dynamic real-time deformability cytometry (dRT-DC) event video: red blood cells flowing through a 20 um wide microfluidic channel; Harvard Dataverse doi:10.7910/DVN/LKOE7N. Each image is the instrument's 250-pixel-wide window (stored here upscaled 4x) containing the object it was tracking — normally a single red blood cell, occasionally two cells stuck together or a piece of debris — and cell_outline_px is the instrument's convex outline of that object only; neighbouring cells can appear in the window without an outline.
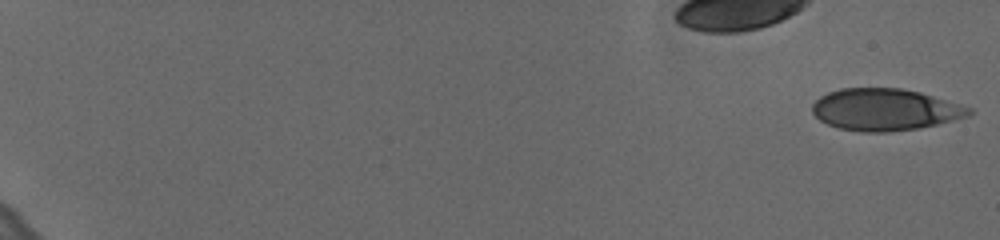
{"species": "human", "species_latin": "Homo sapiens", "temperature_condition": "cold", "stored_images_in_passage": 19, "camera_frame_rate_fps": 3000, "um_per_image_px": 0.085, "donor": {"sex": "female"}, "frame": {"image": 1, "passage_image": 1, "time_ms": 0.0, "image_size_px": [1000, 240], "cell_outline_px": [[972, 112], [968, 116], [936, 124], [916, 128], [888, 132], [864, 132], [840, 128], [828, 124], [820, 120], [812, 112], [812, 104], [820, 96], [828, 92], [840, 88], [900, 88], [920, 92], [972, 108]], "centroid_in_image_um": [75.19, 9.31], "position_along_channel_um": 9.8, "area_um2": 37.92}}
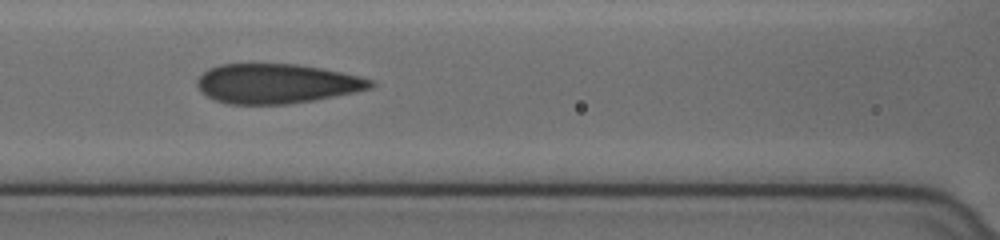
{"frame": {"image": 2, "passage_image": 12, "time_ms": 3.667, "image_size_px": [1000, 240], "cell_outline_px": [[376, 84], [372, 88], [312, 100], [288, 104], [228, 104], [216, 100], [200, 92], [196, 84], [196, 80], [208, 68], [220, 64], [300, 64], [360, 76], [372, 80]], "centroid_in_image_um": [23.47, 7.1], "position_along_channel_um": 143.1, "area_um2": 39.88}}
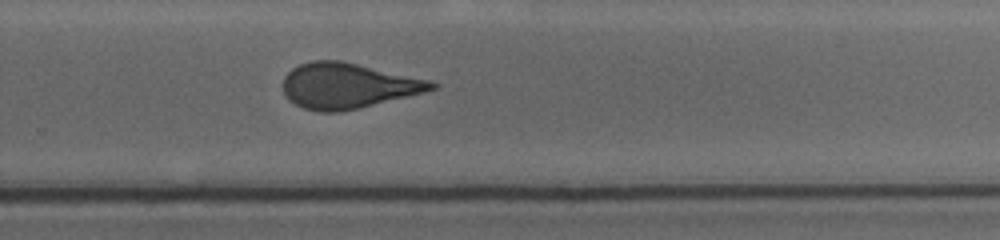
{"frame": {"image": 3, "passage_image": 19, "time_ms": 6.0, "image_size_px": [1000, 240], "cell_outline_px": [[436, 88], [424, 92], [360, 108], [336, 112], [320, 112], [304, 108], [288, 100], [284, 92], [284, 76], [292, 68], [300, 64], [312, 60], [340, 60], [432, 80], [436, 84]], "centroid_in_image_um": [29.56, 7.28], "position_along_channel_um": 300.2, "area_um2": 39.19}}